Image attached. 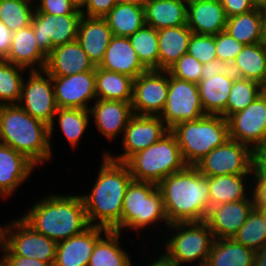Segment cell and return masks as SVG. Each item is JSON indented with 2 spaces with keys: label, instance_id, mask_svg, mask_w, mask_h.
I'll return each mask as SVG.
<instances>
[{
  "label": "cell",
  "instance_id": "obj_1",
  "mask_svg": "<svg viewBox=\"0 0 266 266\" xmlns=\"http://www.w3.org/2000/svg\"><path fill=\"white\" fill-rule=\"evenodd\" d=\"M100 170L89 194H82L90 226L121 231L123 199L132 176L125 163L110 159L103 151Z\"/></svg>",
  "mask_w": 266,
  "mask_h": 266
},
{
  "label": "cell",
  "instance_id": "obj_2",
  "mask_svg": "<svg viewBox=\"0 0 266 266\" xmlns=\"http://www.w3.org/2000/svg\"><path fill=\"white\" fill-rule=\"evenodd\" d=\"M157 186L170 224L205 221L210 209L208 177L195 166L187 165Z\"/></svg>",
  "mask_w": 266,
  "mask_h": 266
},
{
  "label": "cell",
  "instance_id": "obj_3",
  "mask_svg": "<svg viewBox=\"0 0 266 266\" xmlns=\"http://www.w3.org/2000/svg\"><path fill=\"white\" fill-rule=\"evenodd\" d=\"M20 217L36 232L56 243L90 227L81 195H45Z\"/></svg>",
  "mask_w": 266,
  "mask_h": 266
},
{
  "label": "cell",
  "instance_id": "obj_4",
  "mask_svg": "<svg viewBox=\"0 0 266 266\" xmlns=\"http://www.w3.org/2000/svg\"><path fill=\"white\" fill-rule=\"evenodd\" d=\"M0 143L24 154L38 167L52 161L49 126L18 104L0 106Z\"/></svg>",
  "mask_w": 266,
  "mask_h": 266
},
{
  "label": "cell",
  "instance_id": "obj_5",
  "mask_svg": "<svg viewBox=\"0 0 266 266\" xmlns=\"http://www.w3.org/2000/svg\"><path fill=\"white\" fill-rule=\"evenodd\" d=\"M125 164L134 181L157 185L187 166L176 137L170 130L155 144L132 155Z\"/></svg>",
  "mask_w": 266,
  "mask_h": 266
},
{
  "label": "cell",
  "instance_id": "obj_6",
  "mask_svg": "<svg viewBox=\"0 0 266 266\" xmlns=\"http://www.w3.org/2000/svg\"><path fill=\"white\" fill-rule=\"evenodd\" d=\"M170 131L176 137L185 163L192 166L229 139L228 121L221 115L185 121L174 125Z\"/></svg>",
  "mask_w": 266,
  "mask_h": 266
},
{
  "label": "cell",
  "instance_id": "obj_7",
  "mask_svg": "<svg viewBox=\"0 0 266 266\" xmlns=\"http://www.w3.org/2000/svg\"><path fill=\"white\" fill-rule=\"evenodd\" d=\"M170 225L161 192L157 184L132 180L123 199L121 230H134L140 233L150 225Z\"/></svg>",
  "mask_w": 266,
  "mask_h": 266
},
{
  "label": "cell",
  "instance_id": "obj_8",
  "mask_svg": "<svg viewBox=\"0 0 266 266\" xmlns=\"http://www.w3.org/2000/svg\"><path fill=\"white\" fill-rule=\"evenodd\" d=\"M167 230L172 236L167 235L163 255L177 266L190 264L205 266L208 255L214 242V236L208 224L202 222L174 223ZM174 230V231H173ZM193 261V262H192Z\"/></svg>",
  "mask_w": 266,
  "mask_h": 266
},
{
  "label": "cell",
  "instance_id": "obj_9",
  "mask_svg": "<svg viewBox=\"0 0 266 266\" xmlns=\"http://www.w3.org/2000/svg\"><path fill=\"white\" fill-rule=\"evenodd\" d=\"M9 222L3 227L1 256L34 258L54 265L55 241L36 232L21 217Z\"/></svg>",
  "mask_w": 266,
  "mask_h": 266
},
{
  "label": "cell",
  "instance_id": "obj_10",
  "mask_svg": "<svg viewBox=\"0 0 266 266\" xmlns=\"http://www.w3.org/2000/svg\"><path fill=\"white\" fill-rule=\"evenodd\" d=\"M194 166L205 177L252 174V149L236 140L228 139Z\"/></svg>",
  "mask_w": 266,
  "mask_h": 266
},
{
  "label": "cell",
  "instance_id": "obj_11",
  "mask_svg": "<svg viewBox=\"0 0 266 266\" xmlns=\"http://www.w3.org/2000/svg\"><path fill=\"white\" fill-rule=\"evenodd\" d=\"M27 74L22 82L18 105L33 118L50 126L58 109L52 77L45 70L28 71Z\"/></svg>",
  "mask_w": 266,
  "mask_h": 266
},
{
  "label": "cell",
  "instance_id": "obj_12",
  "mask_svg": "<svg viewBox=\"0 0 266 266\" xmlns=\"http://www.w3.org/2000/svg\"><path fill=\"white\" fill-rule=\"evenodd\" d=\"M206 114L202 108L197 84L179 80L169 74L165 107L159 117L171 129L185 121H196Z\"/></svg>",
  "mask_w": 266,
  "mask_h": 266
},
{
  "label": "cell",
  "instance_id": "obj_13",
  "mask_svg": "<svg viewBox=\"0 0 266 266\" xmlns=\"http://www.w3.org/2000/svg\"><path fill=\"white\" fill-rule=\"evenodd\" d=\"M170 129L159 116L133 115L123 132L121 145L123 153L105 154L112 160L125 163L132 155L155 144Z\"/></svg>",
  "mask_w": 266,
  "mask_h": 266
},
{
  "label": "cell",
  "instance_id": "obj_14",
  "mask_svg": "<svg viewBox=\"0 0 266 266\" xmlns=\"http://www.w3.org/2000/svg\"><path fill=\"white\" fill-rule=\"evenodd\" d=\"M168 88V71L148 70L133 79V114L159 116L166 104Z\"/></svg>",
  "mask_w": 266,
  "mask_h": 266
},
{
  "label": "cell",
  "instance_id": "obj_15",
  "mask_svg": "<svg viewBox=\"0 0 266 266\" xmlns=\"http://www.w3.org/2000/svg\"><path fill=\"white\" fill-rule=\"evenodd\" d=\"M82 14L48 15L36 13L31 26L39 47L48 55L54 47L77 40Z\"/></svg>",
  "mask_w": 266,
  "mask_h": 266
},
{
  "label": "cell",
  "instance_id": "obj_16",
  "mask_svg": "<svg viewBox=\"0 0 266 266\" xmlns=\"http://www.w3.org/2000/svg\"><path fill=\"white\" fill-rule=\"evenodd\" d=\"M227 121L229 139L253 150L266 140V99L260 95L245 109L231 115Z\"/></svg>",
  "mask_w": 266,
  "mask_h": 266
},
{
  "label": "cell",
  "instance_id": "obj_17",
  "mask_svg": "<svg viewBox=\"0 0 266 266\" xmlns=\"http://www.w3.org/2000/svg\"><path fill=\"white\" fill-rule=\"evenodd\" d=\"M58 108L89 110L96 97L95 71H86L70 76H51ZM90 104V105H89Z\"/></svg>",
  "mask_w": 266,
  "mask_h": 266
},
{
  "label": "cell",
  "instance_id": "obj_18",
  "mask_svg": "<svg viewBox=\"0 0 266 266\" xmlns=\"http://www.w3.org/2000/svg\"><path fill=\"white\" fill-rule=\"evenodd\" d=\"M93 103L89 113L98 132L111 142L119 135L122 137L128 121L134 115L131 102L96 99Z\"/></svg>",
  "mask_w": 266,
  "mask_h": 266
},
{
  "label": "cell",
  "instance_id": "obj_19",
  "mask_svg": "<svg viewBox=\"0 0 266 266\" xmlns=\"http://www.w3.org/2000/svg\"><path fill=\"white\" fill-rule=\"evenodd\" d=\"M252 200H241L210 207L205 222L215 239H230L245 223L253 209Z\"/></svg>",
  "mask_w": 266,
  "mask_h": 266
},
{
  "label": "cell",
  "instance_id": "obj_20",
  "mask_svg": "<svg viewBox=\"0 0 266 266\" xmlns=\"http://www.w3.org/2000/svg\"><path fill=\"white\" fill-rule=\"evenodd\" d=\"M106 231L103 227L90 226L81 234L58 242L53 266H88L96 241Z\"/></svg>",
  "mask_w": 266,
  "mask_h": 266
},
{
  "label": "cell",
  "instance_id": "obj_21",
  "mask_svg": "<svg viewBox=\"0 0 266 266\" xmlns=\"http://www.w3.org/2000/svg\"><path fill=\"white\" fill-rule=\"evenodd\" d=\"M36 167L27 156L0 143V195L10 198Z\"/></svg>",
  "mask_w": 266,
  "mask_h": 266
},
{
  "label": "cell",
  "instance_id": "obj_22",
  "mask_svg": "<svg viewBox=\"0 0 266 266\" xmlns=\"http://www.w3.org/2000/svg\"><path fill=\"white\" fill-rule=\"evenodd\" d=\"M50 76H70L95 71L94 64L77 40L56 46L48 54L44 69Z\"/></svg>",
  "mask_w": 266,
  "mask_h": 266
},
{
  "label": "cell",
  "instance_id": "obj_23",
  "mask_svg": "<svg viewBox=\"0 0 266 266\" xmlns=\"http://www.w3.org/2000/svg\"><path fill=\"white\" fill-rule=\"evenodd\" d=\"M48 55L39 47L31 25L13 32L11 48L4 61L28 71L45 69Z\"/></svg>",
  "mask_w": 266,
  "mask_h": 266
},
{
  "label": "cell",
  "instance_id": "obj_24",
  "mask_svg": "<svg viewBox=\"0 0 266 266\" xmlns=\"http://www.w3.org/2000/svg\"><path fill=\"white\" fill-rule=\"evenodd\" d=\"M227 16L219 0L188 2L187 26L196 34L216 35L225 31Z\"/></svg>",
  "mask_w": 266,
  "mask_h": 266
},
{
  "label": "cell",
  "instance_id": "obj_25",
  "mask_svg": "<svg viewBox=\"0 0 266 266\" xmlns=\"http://www.w3.org/2000/svg\"><path fill=\"white\" fill-rule=\"evenodd\" d=\"M99 68L125 74L133 79L148 71L140 62L130 39L123 36H112Z\"/></svg>",
  "mask_w": 266,
  "mask_h": 266
},
{
  "label": "cell",
  "instance_id": "obj_26",
  "mask_svg": "<svg viewBox=\"0 0 266 266\" xmlns=\"http://www.w3.org/2000/svg\"><path fill=\"white\" fill-rule=\"evenodd\" d=\"M236 77L231 70L215 76L201 75L197 87L206 115H221L226 119L227 100Z\"/></svg>",
  "mask_w": 266,
  "mask_h": 266
},
{
  "label": "cell",
  "instance_id": "obj_27",
  "mask_svg": "<svg viewBox=\"0 0 266 266\" xmlns=\"http://www.w3.org/2000/svg\"><path fill=\"white\" fill-rule=\"evenodd\" d=\"M112 36V31L104 18L82 16L77 41L95 67L102 62Z\"/></svg>",
  "mask_w": 266,
  "mask_h": 266
},
{
  "label": "cell",
  "instance_id": "obj_28",
  "mask_svg": "<svg viewBox=\"0 0 266 266\" xmlns=\"http://www.w3.org/2000/svg\"><path fill=\"white\" fill-rule=\"evenodd\" d=\"M251 177L252 174L208 177L210 207L234 201L252 200L251 183H249Z\"/></svg>",
  "mask_w": 266,
  "mask_h": 266
},
{
  "label": "cell",
  "instance_id": "obj_29",
  "mask_svg": "<svg viewBox=\"0 0 266 266\" xmlns=\"http://www.w3.org/2000/svg\"><path fill=\"white\" fill-rule=\"evenodd\" d=\"M192 30L186 25L163 28L157 31L159 70L167 71L188 52Z\"/></svg>",
  "mask_w": 266,
  "mask_h": 266
},
{
  "label": "cell",
  "instance_id": "obj_30",
  "mask_svg": "<svg viewBox=\"0 0 266 266\" xmlns=\"http://www.w3.org/2000/svg\"><path fill=\"white\" fill-rule=\"evenodd\" d=\"M188 2L185 0H159L144 4L146 25L160 30L187 24Z\"/></svg>",
  "mask_w": 266,
  "mask_h": 266
},
{
  "label": "cell",
  "instance_id": "obj_31",
  "mask_svg": "<svg viewBox=\"0 0 266 266\" xmlns=\"http://www.w3.org/2000/svg\"><path fill=\"white\" fill-rule=\"evenodd\" d=\"M266 10L255 8L250 12L227 18L225 31L244 45L264 42Z\"/></svg>",
  "mask_w": 266,
  "mask_h": 266
},
{
  "label": "cell",
  "instance_id": "obj_32",
  "mask_svg": "<svg viewBox=\"0 0 266 266\" xmlns=\"http://www.w3.org/2000/svg\"><path fill=\"white\" fill-rule=\"evenodd\" d=\"M238 77L266 84V47L264 42L244 45L230 66Z\"/></svg>",
  "mask_w": 266,
  "mask_h": 266
},
{
  "label": "cell",
  "instance_id": "obj_33",
  "mask_svg": "<svg viewBox=\"0 0 266 266\" xmlns=\"http://www.w3.org/2000/svg\"><path fill=\"white\" fill-rule=\"evenodd\" d=\"M90 118V113L87 109L58 108L52 124L49 126L50 147L52 146L51 139L55 130L54 127L58 123L60 131L63 133L71 148L76 149L82 136L86 134L85 132L87 130V127L89 126Z\"/></svg>",
  "mask_w": 266,
  "mask_h": 266
},
{
  "label": "cell",
  "instance_id": "obj_34",
  "mask_svg": "<svg viewBox=\"0 0 266 266\" xmlns=\"http://www.w3.org/2000/svg\"><path fill=\"white\" fill-rule=\"evenodd\" d=\"M255 251L230 239H214L205 266H254Z\"/></svg>",
  "mask_w": 266,
  "mask_h": 266
},
{
  "label": "cell",
  "instance_id": "obj_35",
  "mask_svg": "<svg viewBox=\"0 0 266 266\" xmlns=\"http://www.w3.org/2000/svg\"><path fill=\"white\" fill-rule=\"evenodd\" d=\"M122 232L107 230L94 246L88 266H133L129 253L121 247Z\"/></svg>",
  "mask_w": 266,
  "mask_h": 266
},
{
  "label": "cell",
  "instance_id": "obj_36",
  "mask_svg": "<svg viewBox=\"0 0 266 266\" xmlns=\"http://www.w3.org/2000/svg\"><path fill=\"white\" fill-rule=\"evenodd\" d=\"M97 99L132 101L133 78L128 75L95 67Z\"/></svg>",
  "mask_w": 266,
  "mask_h": 266
},
{
  "label": "cell",
  "instance_id": "obj_37",
  "mask_svg": "<svg viewBox=\"0 0 266 266\" xmlns=\"http://www.w3.org/2000/svg\"><path fill=\"white\" fill-rule=\"evenodd\" d=\"M104 19L114 36L129 37L146 25L143 4L117 3Z\"/></svg>",
  "mask_w": 266,
  "mask_h": 266
},
{
  "label": "cell",
  "instance_id": "obj_38",
  "mask_svg": "<svg viewBox=\"0 0 266 266\" xmlns=\"http://www.w3.org/2000/svg\"><path fill=\"white\" fill-rule=\"evenodd\" d=\"M128 38L140 62L148 70H159L157 30L148 25H144Z\"/></svg>",
  "mask_w": 266,
  "mask_h": 266
},
{
  "label": "cell",
  "instance_id": "obj_39",
  "mask_svg": "<svg viewBox=\"0 0 266 266\" xmlns=\"http://www.w3.org/2000/svg\"><path fill=\"white\" fill-rule=\"evenodd\" d=\"M26 71L21 66L0 60V106L18 104Z\"/></svg>",
  "mask_w": 266,
  "mask_h": 266
},
{
  "label": "cell",
  "instance_id": "obj_40",
  "mask_svg": "<svg viewBox=\"0 0 266 266\" xmlns=\"http://www.w3.org/2000/svg\"><path fill=\"white\" fill-rule=\"evenodd\" d=\"M260 95H262V84L254 80L236 77L227 100L226 119L245 109Z\"/></svg>",
  "mask_w": 266,
  "mask_h": 266
},
{
  "label": "cell",
  "instance_id": "obj_41",
  "mask_svg": "<svg viewBox=\"0 0 266 266\" xmlns=\"http://www.w3.org/2000/svg\"><path fill=\"white\" fill-rule=\"evenodd\" d=\"M34 12L35 5L31 1L0 0V20L12 32L31 25Z\"/></svg>",
  "mask_w": 266,
  "mask_h": 266
},
{
  "label": "cell",
  "instance_id": "obj_42",
  "mask_svg": "<svg viewBox=\"0 0 266 266\" xmlns=\"http://www.w3.org/2000/svg\"><path fill=\"white\" fill-rule=\"evenodd\" d=\"M232 239L255 252L266 244V227L256 209H252Z\"/></svg>",
  "mask_w": 266,
  "mask_h": 266
},
{
  "label": "cell",
  "instance_id": "obj_43",
  "mask_svg": "<svg viewBox=\"0 0 266 266\" xmlns=\"http://www.w3.org/2000/svg\"><path fill=\"white\" fill-rule=\"evenodd\" d=\"M202 65L200 61L186 53L167 71L172 77L197 84L201 80Z\"/></svg>",
  "mask_w": 266,
  "mask_h": 266
},
{
  "label": "cell",
  "instance_id": "obj_44",
  "mask_svg": "<svg viewBox=\"0 0 266 266\" xmlns=\"http://www.w3.org/2000/svg\"><path fill=\"white\" fill-rule=\"evenodd\" d=\"M187 53L202 64L216 60L215 35L193 33L189 41Z\"/></svg>",
  "mask_w": 266,
  "mask_h": 266
},
{
  "label": "cell",
  "instance_id": "obj_45",
  "mask_svg": "<svg viewBox=\"0 0 266 266\" xmlns=\"http://www.w3.org/2000/svg\"><path fill=\"white\" fill-rule=\"evenodd\" d=\"M244 44L238 42L226 31L215 35V48L218 60L231 66L237 55L242 51Z\"/></svg>",
  "mask_w": 266,
  "mask_h": 266
},
{
  "label": "cell",
  "instance_id": "obj_46",
  "mask_svg": "<svg viewBox=\"0 0 266 266\" xmlns=\"http://www.w3.org/2000/svg\"><path fill=\"white\" fill-rule=\"evenodd\" d=\"M36 13L48 15L82 14L70 2V0H38L35 3Z\"/></svg>",
  "mask_w": 266,
  "mask_h": 266
},
{
  "label": "cell",
  "instance_id": "obj_47",
  "mask_svg": "<svg viewBox=\"0 0 266 266\" xmlns=\"http://www.w3.org/2000/svg\"><path fill=\"white\" fill-rule=\"evenodd\" d=\"M253 178V179H252ZM251 198L254 209H266V177L258 176L252 170Z\"/></svg>",
  "mask_w": 266,
  "mask_h": 266
},
{
  "label": "cell",
  "instance_id": "obj_48",
  "mask_svg": "<svg viewBox=\"0 0 266 266\" xmlns=\"http://www.w3.org/2000/svg\"><path fill=\"white\" fill-rule=\"evenodd\" d=\"M116 4L115 0H88L81 12L86 17L104 18Z\"/></svg>",
  "mask_w": 266,
  "mask_h": 266
},
{
  "label": "cell",
  "instance_id": "obj_49",
  "mask_svg": "<svg viewBox=\"0 0 266 266\" xmlns=\"http://www.w3.org/2000/svg\"><path fill=\"white\" fill-rule=\"evenodd\" d=\"M227 18L252 11L256 7L252 0H219Z\"/></svg>",
  "mask_w": 266,
  "mask_h": 266
},
{
  "label": "cell",
  "instance_id": "obj_50",
  "mask_svg": "<svg viewBox=\"0 0 266 266\" xmlns=\"http://www.w3.org/2000/svg\"><path fill=\"white\" fill-rule=\"evenodd\" d=\"M252 170L258 176L266 177V140L252 150Z\"/></svg>",
  "mask_w": 266,
  "mask_h": 266
},
{
  "label": "cell",
  "instance_id": "obj_51",
  "mask_svg": "<svg viewBox=\"0 0 266 266\" xmlns=\"http://www.w3.org/2000/svg\"><path fill=\"white\" fill-rule=\"evenodd\" d=\"M13 32L0 20V60H4L11 48Z\"/></svg>",
  "mask_w": 266,
  "mask_h": 266
},
{
  "label": "cell",
  "instance_id": "obj_52",
  "mask_svg": "<svg viewBox=\"0 0 266 266\" xmlns=\"http://www.w3.org/2000/svg\"><path fill=\"white\" fill-rule=\"evenodd\" d=\"M7 266H51L47 262L22 256H1Z\"/></svg>",
  "mask_w": 266,
  "mask_h": 266
},
{
  "label": "cell",
  "instance_id": "obj_53",
  "mask_svg": "<svg viewBox=\"0 0 266 266\" xmlns=\"http://www.w3.org/2000/svg\"><path fill=\"white\" fill-rule=\"evenodd\" d=\"M230 70V65L221 61V60H213L208 63H204L202 65V74L201 75H217L223 74Z\"/></svg>",
  "mask_w": 266,
  "mask_h": 266
},
{
  "label": "cell",
  "instance_id": "obj_54",
  "mask_svg": "<svg viewBox=\"0 0 266 266\" xmlns=\"http://www.w3.org/2000/svg\"><path fill=\"white\" fill-rule=\"evenodd\" d=\"M254 266H266V244L255 252Z\"/></svg>",
  "mask_w": 266,
  "mask_h": 266
},
{
  "label": "cell",
  "instance_id": "obj_55",
  "mask_svg": "<svg viewBox=\"0 0 266 266\" xmlns=\"http://www.w3.org/2000/svg\"><path fill=\"white\" fill-rule=\"evenodd\" d=\"M159 256L160 257H156L158 259L151 261L152 263H149L148 266H177L173 262L169 261L162 253Z\"/></svg>",
  "mask_w": 266,
  "mask_h": 266
},
{
  "label": "cell",
  "instance_id": "obj_56",
  "mask_svg": "<svg viewBox=\"0 0 266 266\" xmlns=\"http://www.w3.org/2000/svg\"><path fill=\"white\" fill-rule=\"evenodd\" d=\"M70 2L77 10L82 11L85 8L88 0H70Z\"/></svg>",
  "mask_w": 266,
  "mask_h": 266
},
{
  "label": "cell",
  "instance_id": "obj_57",
  "mask_svg": "<svg viewBox=\"0 0 266 266\" xmlns=\"http://www.w3.org/2000/svg\"><path fill=\"white\" fill-rule=\"evenodd\" d=\"M256 8H261L266 10V0H252Z\"/></svg>",
  "mask_w": 266,
  "mask_h": 266
},
{
  "label": "cell",
  "instance_id": "obj_58",
  "mask_svg": "<svg viewBox=\"0 0 266 266\" xmlns=\"http://www.w3.org/2000/svg\"><path fill=\"white\" fill-rule=\"evenodd\" d=\"M116 3L123 4H142V0H115Z\"/></svg>",
  "mask_w": 266,
  "mask_h": 266
},
{
  "label": "cell",
  "instance_id": "obj_59",
  "mask_svg": "<svg viewBox=\"0 0 266 266\" xmlns=\"http://www.w3.org/2000/svg\"><path fill=\"white\" fill-rule=\"evenodd\" d=\"M256 210L261 214L262 221L266 227V209H256Z\"/></svg>",
  "mask_w": 266,
  "mask_h": 266
},
{
  "label": "cell",
  "instance_id": "obj_60",
  "mask_svg": "<svg viewBox=\"0 0 266 266\" xmlns=\"http://www.w3.org/2000/svg\"><path fill=\"white\" fill-rule=\"evenodd\" d=\"M3 227L4 226L0 225V252L2 249V245H3ZM0 257H1V254H0Z\"/></svg>",
  "mask_w": 266,
  "mask_h": 266
},
{
  "label": "cell",
  "instance_id": "obj_61",
  "mask_svg": "<svg viewBox=\"0 0 266 266\" xmlns=\"http://www.w3.org/2000/svg\"><path fill=\"white\" fill-rule=\"evenodd\" d=\"M262 95L266 99V84L262 85Z\"/></svg>",
  "mask_w": 266,
  "mask_h": 266
},
{
  "label": "cell",
  "instance_id": "obj_62",
  "mask_svg": "<svg viewBox=\"0 0 266 266\" xmlns=\"http://www.w3.org/2000/svg\"><path fill=\"white\" fill-rule=\"evenodd\" d=\"M264 44L266 47V17H265V30H264Z\"/></svg>",
  "mask_w": 266,
  "mask_h": 266
},
{
  "label": "cell",
  "instance_id": "obj_63",
  "mask_svg": "<svg viewBox=\"0 0 266 266\" xmlns=\"http://www.w3.org/2000/svg\"><path fill=\"white\" fill-rule=\"evenodd\" d=\"M0 266H7L6 262L0 257Z\"/></svg>",
  "mask_w": 266,
  "mask_h": 266
},
{
  "label": "cell",
  "instance_id": "obj_64",
  "mask_svg": "<svg viewBox=\"0 0 266 266\" xmlns=\"http://www.w3.org/2000/svg\"><path fill=\"white\" fill-rule=\"evenodd\" d=\"M153 1H159V0H142V4H146V3H150V2H153Z\"/></svg>",
  "mask_w": 266,
  "mask_h": 266
}]
</instances>
